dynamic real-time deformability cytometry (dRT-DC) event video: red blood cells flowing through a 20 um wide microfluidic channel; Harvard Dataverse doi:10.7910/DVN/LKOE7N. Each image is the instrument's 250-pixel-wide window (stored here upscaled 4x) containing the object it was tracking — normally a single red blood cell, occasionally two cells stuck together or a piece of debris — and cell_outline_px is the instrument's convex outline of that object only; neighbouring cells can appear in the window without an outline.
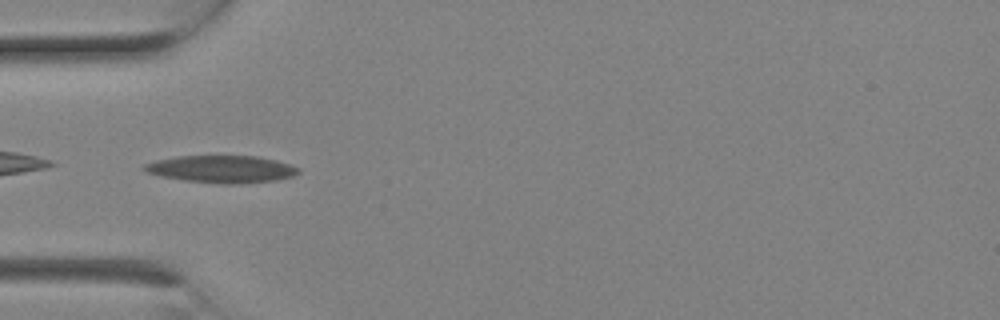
{"species": "Egyptian fruit bat (a non-hibernating species)", "species_latin": "Rousettus aegyptiacus", "temperature_condition": "room temperature", "stored_images_in_passage": 2, "camera_frame_rate_fps": 3000, "um_per_image_px": 0.085, "animal": {"sex": "female"}, "frame": {"image": 1, "passage_image": 2, "time_ms": 0.333, "image_size_px": [1000, 320], "cell_outline_px": [[300, 172], [292, 176], [276, 180], [240, 184], [224, 184], [184, 180], [160, 176], [148, 172], [140, 168], [144, 164], [156, 160], [176, 156], [256, 156], [276, 160], [300, 168]], "centroid_in_image_um": [18.83, 14.37], "position_along_channel_um": 66.2, "area_um2": 24.51}}